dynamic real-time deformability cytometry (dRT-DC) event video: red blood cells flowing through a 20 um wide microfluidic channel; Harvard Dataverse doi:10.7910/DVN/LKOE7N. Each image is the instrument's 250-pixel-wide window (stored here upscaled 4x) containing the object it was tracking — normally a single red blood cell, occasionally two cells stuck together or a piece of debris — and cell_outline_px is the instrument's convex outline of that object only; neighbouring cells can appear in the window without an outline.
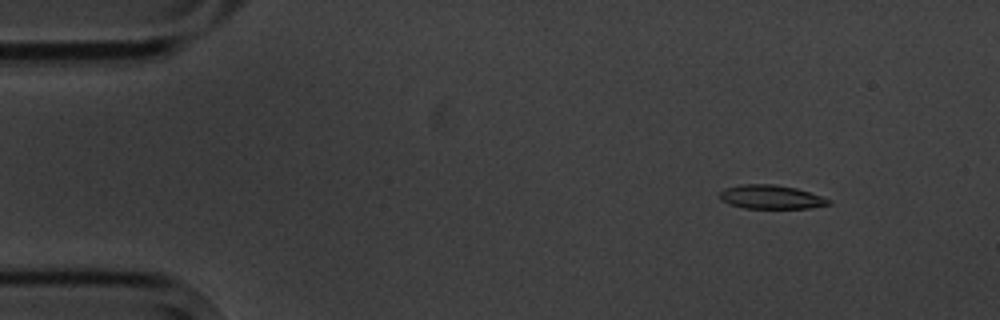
{"species": "common noctule bat (a hibernating species)", "species_latin": "Nyctalus noctula", "temperature_condition": "cold", "stored_images_in_passage": 7, "camera_frame_rate_fps": 3000, "um_per_image_px": 0.085, "animal": {"sex": "male", "body_mass_g": 20.1, "forearm_length_mm": 53.5}, "frame": {"image": 1, "passage_image": 1, "time_ms": 0.0, "image_size_px": [1000, 320], "cell_outline_px": [[832, 204], [808, 208], [744, 208], [720, 200], [720, 192], [724, 188], [740, 184], [776, 184], [796, 188], [832, 200]], "centroid_in_image_um": [65.54, 16.74], "position_along_channel_um": 19.5, "area_um2": 15.09}}
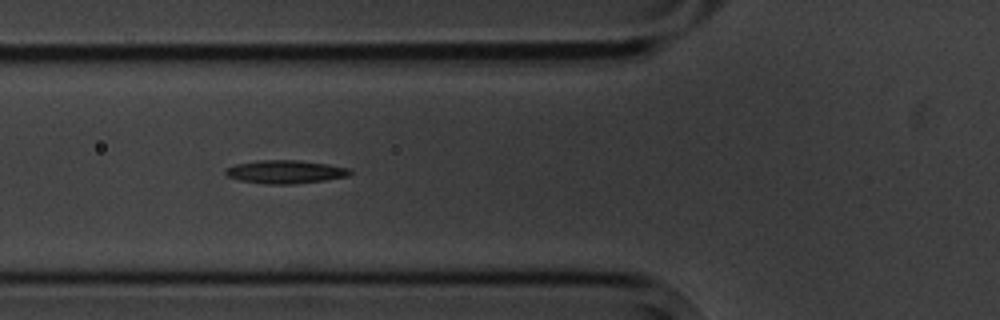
{"frame": {"image": 2, "passage_image": 5, "time_ms": 4.667, "image_size_px": [1000, 320], "cell_outline_px": [[352, 172], [348, 176], [324, 180], [292, 184], [268, 184], [240, 180], [228, 176], [224, 172], [224, 168], [236, 164], [256, 160], [296, 160], [328, 164], [348, 168]], "centroid_in_image_um": [24.22, 14.6], "position_along_channel_um": 101.6, "area_um2": 16.76}}
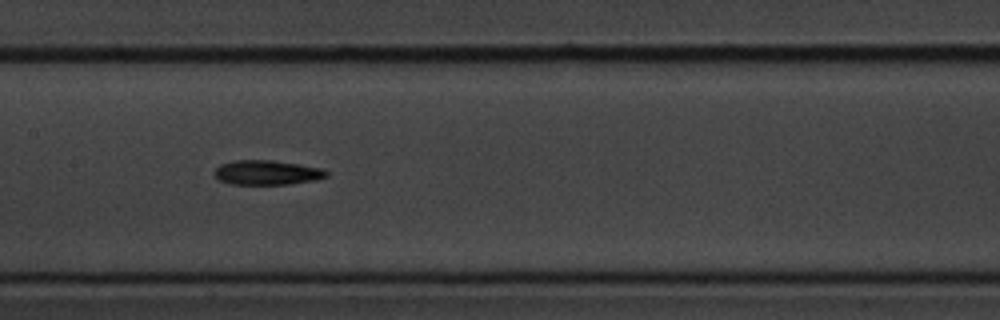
{"frame": {"image": 3, "passage_image": 7, "time_ms": 7.0, "image_size_px": [1000, 320], "cell_outline_px": [[328, 176], [316, 180], [288, 184], [232, 184], [220, 180], [212, 172], [220, 164], [236, 160], [272, 160], [300, 164], [324, 168], [328, 172]], "centroid_in_image_um": [22.72, 14.66], "position_along_channel_um": 184.7, "area_um2": 16.13}}